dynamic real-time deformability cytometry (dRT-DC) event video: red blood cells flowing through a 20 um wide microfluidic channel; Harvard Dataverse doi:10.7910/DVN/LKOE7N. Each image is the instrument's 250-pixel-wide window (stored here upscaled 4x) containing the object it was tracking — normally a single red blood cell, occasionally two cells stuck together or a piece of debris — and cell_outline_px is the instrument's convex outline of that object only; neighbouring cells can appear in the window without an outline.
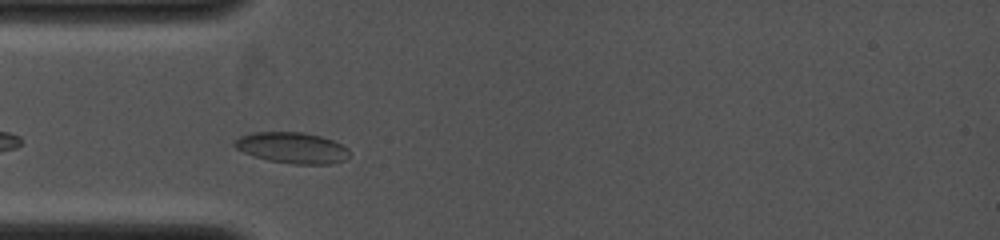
{"species": "common noctule bat (a hibernating species)", "species_latin": "Nyctalus noctula", "temperature_condition": "cold", "stored_images_in_passage": 34, "camera_frame_rate_fps": 4000, "um_per_image_px": 0.085, "animal": {"sex": "female", "body_mass_g": 19.0, "forearm_length_mm": 53.3}, "frame": {"image": 1, "passage_image": 4, "time_ms": 0.75, "image_size_px": [1000, 240], "cell_outline_px": [[348, 156], [344, 160], [332, 164], [292, 164], [268, 160], [252, 156], [236, 148], [232, 144], [240, 136], [252, 132], [304, 132], [320, 136], [332, 140], [348, 148]], "centroid_in_image_um": [24.81, 12.56], "position_along_channel_um": 60.2, "area_um2": 20.75}}
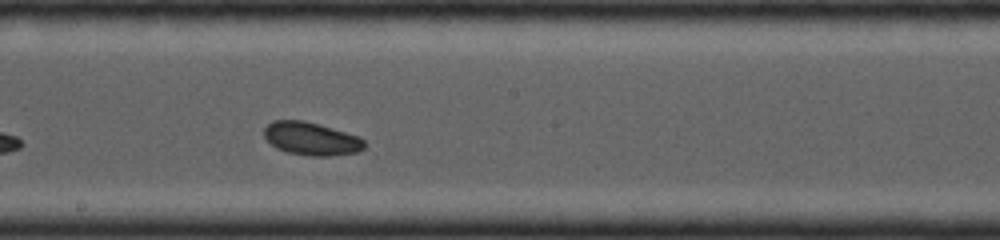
{"frame": {"image": 2, "passage_image": 18, "time_ms": 4.25, "image_size_px": [1000, 240], "cell_outline_px": [[368, 144], [364, 148], [356, 152], [332, 156], [308, 156], [288, 152], [276, 148], [264, 136], [264, 128], [272, 120], [304, 120], [320, 124], [360, 136]], "centroid_in_image_um": [26.49, 11.78], "position_along_channel_um": 221.7, "area_um2": 19.54}}
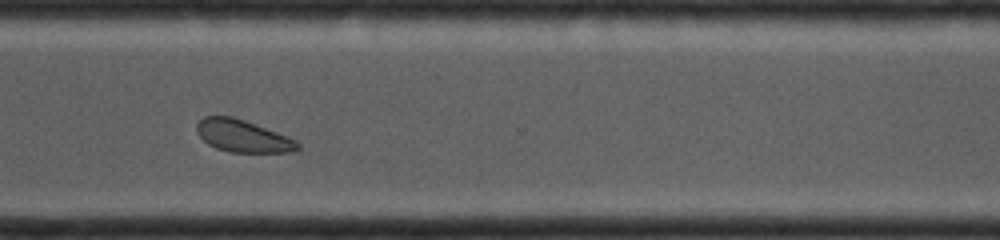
{"frame": {"image": 3, "passage_image": 29, "time_ms": 7.0, "image_size_px": [1000, 240], "cell_outline_px": [[300, 148], [292, 152], [232, 152], [216, 148], [208, 144], [196, 132], [196, 124], [204, 116], [232, 116], [244, 120], [288, 136], [296, 140], [300, 144]], "centroid_in_image_um": [20.64, 11.56], "position_along_channel_um": 350.0, "area_um2": 18.9}}